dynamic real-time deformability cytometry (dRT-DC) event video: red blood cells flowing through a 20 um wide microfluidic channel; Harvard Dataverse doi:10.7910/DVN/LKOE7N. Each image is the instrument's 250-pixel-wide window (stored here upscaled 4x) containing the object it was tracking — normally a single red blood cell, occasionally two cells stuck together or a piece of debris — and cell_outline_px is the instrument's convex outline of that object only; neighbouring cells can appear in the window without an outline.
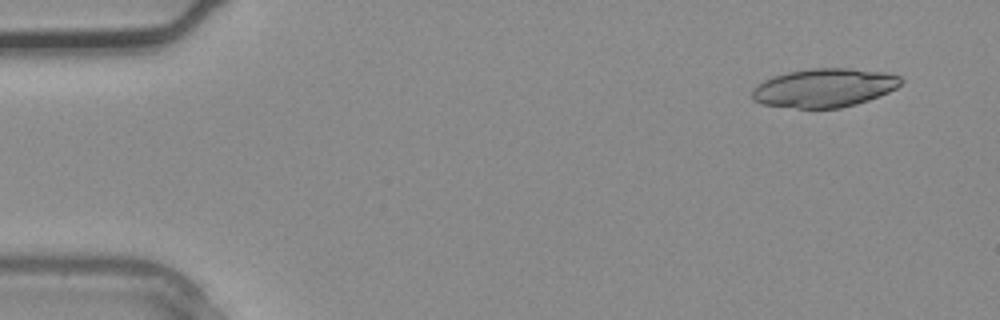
{"species": "common noctule bat (a hibernating species)", "species_latin": "Nyctalus noctula", "temperature_condition": "warm", "stored_images_in_passage": 3, "camera_frame_rate_fps": 3000, "um_per_image_px": 0.085, "animal": {"sex": "male", "body_mass_g": 20.4}, "frame": {"image": 1, "passage_image": 1, "time_ms": 0.0, "image_size_px": [1000, 320], "cell_outline_px": [[904, 80], [896, 88], [880, 96], [856, 104], [840, 108], [796, 108], [760, 104], [752, 100], [752, 88], [756, 84], [772, 76], [788, 72], [808, 68], [848, 68], [888, 72], [900, 76]], "centroid_in_image_um": [70.05, 7.46], "position_along_channel_um": 15.0, "area_um2": 33.93}}